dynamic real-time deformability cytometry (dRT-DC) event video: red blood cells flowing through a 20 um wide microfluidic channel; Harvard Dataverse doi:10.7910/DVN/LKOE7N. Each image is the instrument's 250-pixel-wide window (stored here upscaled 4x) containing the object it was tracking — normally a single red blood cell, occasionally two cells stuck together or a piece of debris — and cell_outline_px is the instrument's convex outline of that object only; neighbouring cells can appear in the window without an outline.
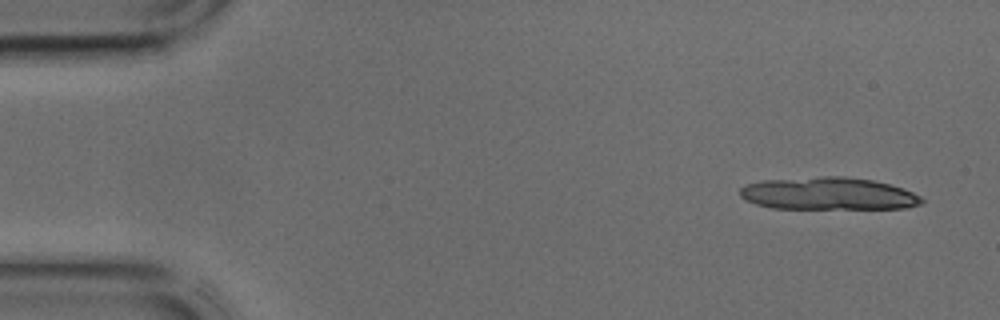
{"species": "common noctule bat (a hibernating species)", "species_latin": "Nyctalus noctula", "temperature_condition": "cold", "stored_images_in_passage": 18, "camera_frame_rate_fps": 3000, "um_per_image_px": 0.085, "animal": {"sex": "male", "body_mass_g": 17.9, "forearm_length_mm": 54.2}, "frame": {"image": 1, "passage_image": 2, "time_ms": 0.333, "image_size_px": [1000, 320], "cell_outline_px": [[924, 200], [920, 204], [908, 208], [772, 208], [756, 204], [744, 200], [740, 196], [740, 188], [744, 184], [760, 180], [824, 176], [844, 176], [872, 180], [888, 184], [912, 192], [920, 196]], "centroid_in_image_um": [70.35, 16.45], "position_along_channel_um": 14.7, "area_um2": 34.39}}
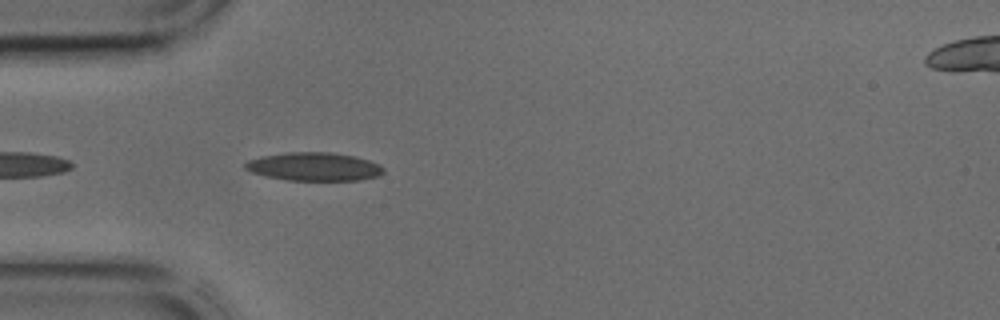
{"frame": {"image": 2, "passage_image": 12, "time_ms": 3.667, "image_size_px": [1000, 320], "cell_outline_px": [[384, 172], [380, 176], [360, 180], [288, 180], [264, 176], [252, 172], [244, 168], [244, 164], [248, 160], [260, 156], [288, 152], [332, 152], [356, 156], [380, 164], [384, 168]], "centroid_in_image_um": [26.71, 14.16], "position_along_channel_um": 58.3, "area_um2": 23.06}}